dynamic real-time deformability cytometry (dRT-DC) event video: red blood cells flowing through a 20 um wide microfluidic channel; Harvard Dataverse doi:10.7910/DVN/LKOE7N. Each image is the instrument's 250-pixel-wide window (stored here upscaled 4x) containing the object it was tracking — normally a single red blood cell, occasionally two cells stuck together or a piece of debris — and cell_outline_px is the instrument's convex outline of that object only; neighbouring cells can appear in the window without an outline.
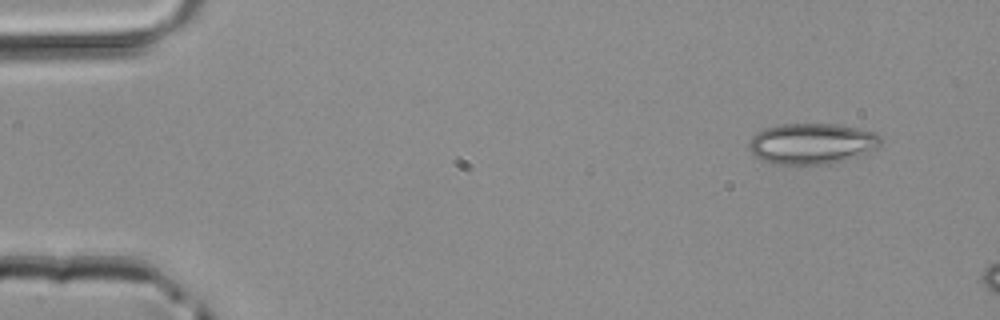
{"species": "common noctule bat (a hibernating species)", "species_latin": "Nyctalus noctula", "temperature_condition": "room temperature", "stored_images_in_passage": 3, "camera_frame_rate_fps": 3000, "um_per_image_px": 0.085, "animal": {"sex": "male", "body_mass_g": 20.4}, "frame": {"image": 1, "passage_image": 1, "time_ms": 0.0, "image_size_px": [1000, 320], "cell_outline_px": [[884, 140], [876, 148], [856, 156], [844, 160], [828, 164], [772, 164], [756, 156], [748, 148], [748, 144], [752, 136], [756, 132], [764, 128], [780, 124], [836, 124], [876, 132]], "centroid_in_image_um": [68.99, 12.2], "position_along_channel_um": 16.0, "area_um2": 31.33}}